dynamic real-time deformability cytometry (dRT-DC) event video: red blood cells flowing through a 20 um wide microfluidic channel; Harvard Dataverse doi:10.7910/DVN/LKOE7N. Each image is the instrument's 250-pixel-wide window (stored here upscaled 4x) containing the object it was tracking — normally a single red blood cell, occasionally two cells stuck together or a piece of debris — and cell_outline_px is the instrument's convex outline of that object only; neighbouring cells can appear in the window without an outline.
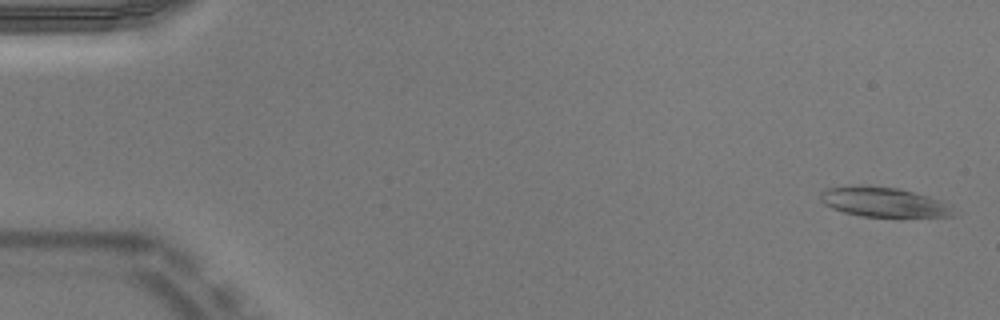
{"species": "Egyptian fruit bat (a non-hibernating species)", "species_latin": "Rousettus aegyptiacus", "temperature_condition": "warm", "stored_images_in_passage": 51, "camera_frame_rate_fps": 3000, "um_per_image_px": 0.085, "animal": {"sex": "male"}, "frame": {"image": 1, "passage_image": 2, "time_ms": 0.333, "image_size_px": [1000, 320], "cell_outline_px": [[952, 216], [864, 216], [844, 212], [832, 208], [824, 204], [820, 200], [820, 192], [824, 188], [896, 188], [928, 196], [952, 204]], "centroid_in_image_um": [75.13, 17.21], "position_along_channel_um": 9.9, "area_um2": 21.85}}
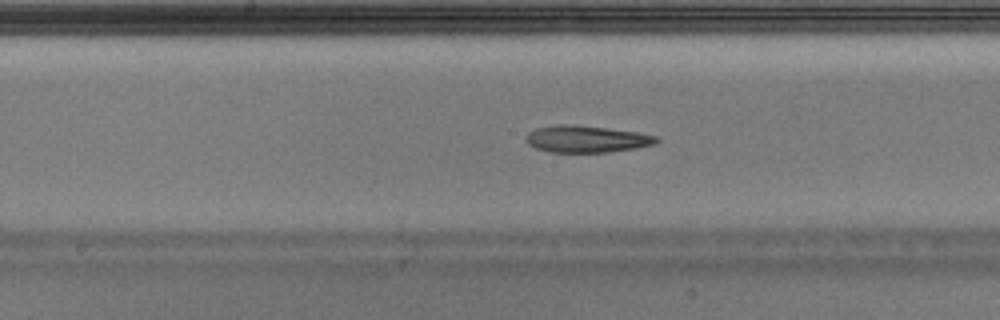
{"frame": {"image": 2, "passage_image": 27, "time_ms": 8.667, "image_size_px": [1000, 320], "cell_outline_px": [[660, 140], [656, 144], [636, 148], [608, 152], [548, 152], [536, 148], [528, 144], [524, 140], [524, 136], [528, 132], [536, 128], [560, 124], [572, 124], [636, 132], [656, 136]], "centroid_in_image_um": [49.81, 11.82], "position_along_channel_um": 198.4, "area_um2": 20.46}}
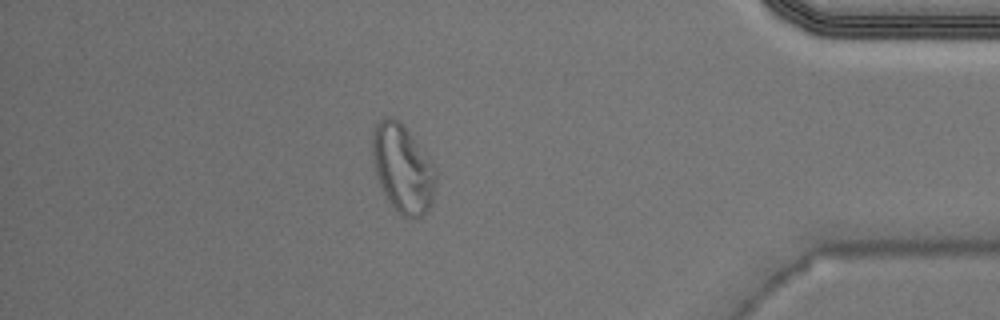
{"frame": {"image": 3, "passage_image": 45, "time_ms": 14.667, "image_size_px": [1000, 320], "cell_outline_px": [[436, 180], [432, 204], [428, 212], [420, 216], [404, 216], [388, 200], [376, 176], [372, 156], [372, 136], [376, 124], [384, 116], [392, 116], [400, 120], [404, 124], [436, 168]], "centroid_in_image_um": [34.24, 14.27], "position_along_channel_um": 401.0, "area_um2": 32.54}, "authors_computed_cell_mechanics": {"area_um2": 22.253, "velocity_mm_per_s": 3.9681, "shape_relaxation_time_tau1_ms": null, "shape_relaxation_time_tau2_ms": 8.9969, "deformation_change_tau1": null, "deformation_change_tau2": 0.1889}}